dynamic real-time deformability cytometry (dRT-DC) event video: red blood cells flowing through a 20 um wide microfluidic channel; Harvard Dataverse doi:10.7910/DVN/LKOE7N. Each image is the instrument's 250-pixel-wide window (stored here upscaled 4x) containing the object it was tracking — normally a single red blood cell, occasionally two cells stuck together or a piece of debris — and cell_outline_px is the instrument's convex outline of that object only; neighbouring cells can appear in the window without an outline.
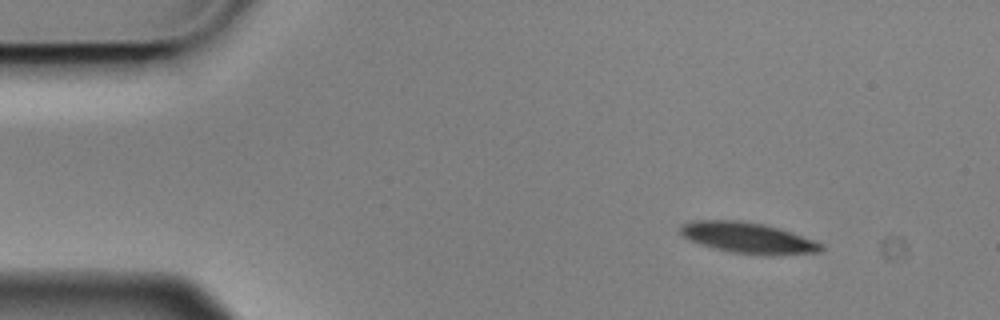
{"species": "Egyptian fruit bat (a non-hibernating species)", "species_latin": "Rousettus aegyptiacus", "temperature_condition": "cold", "stored_images_in_passage": 4, "camera_frame_rate_fps": 3000, "um_per_image_px": 0.085, "animal": {"sex": "male"}, "frame": {"image": 1, "passage_image": 1, "time_ms": 0.0, "image_size_px": [1000, 320], "cell_outline_px": [[824, 248], [820, 252], [768, 256], [728, 252], [700, 244], [688, 240], [680, 232], [680, 224], [692, 220], [740, 220], [764, 224], [780, 228], [792, 232], [824, 244]], "centroid_in_image_um": [63.58, 20.22], "position_along_channel_um": 21.4, "area_um2": 25.72}}
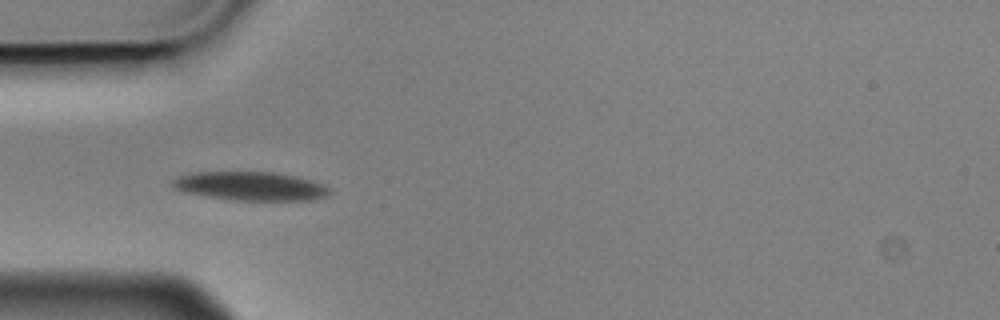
{"frame": {"image": 2, "passage_image": 4, "time_ms": 1.0, "image_size_px": [1000, 320], "cell_outline_px": [[332, 192], [316, 200], [232, 200], [204, 196], [184, 192], [172, 188], [172, 180], [176, 176], [192, 172], [272, 172], [296, 176], [320, 184], [328, 188]], "centroid_in_image_um": [21.21, 15.82], "position_along_channel_um": 63.8, "area_um2": 26.3}}